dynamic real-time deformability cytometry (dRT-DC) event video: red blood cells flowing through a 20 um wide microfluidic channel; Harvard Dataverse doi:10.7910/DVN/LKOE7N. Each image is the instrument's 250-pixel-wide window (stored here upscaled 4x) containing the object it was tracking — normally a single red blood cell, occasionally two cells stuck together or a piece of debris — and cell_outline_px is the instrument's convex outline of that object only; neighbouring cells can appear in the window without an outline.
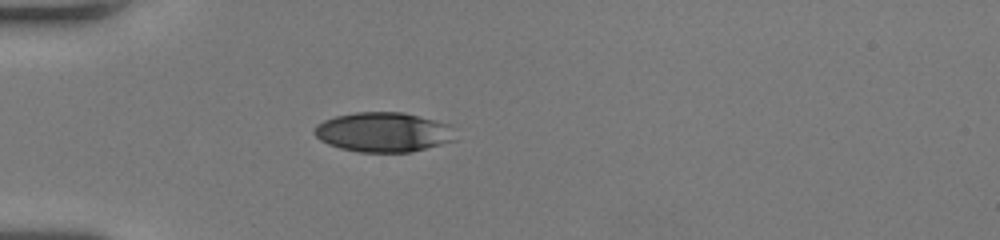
{"species": "human", "species_latin": "Homo sapiens", "temperature_condition": "room temperature", "stored_images_in_passage": 37, "camera_frame_rate_fps": 3000, "um_per_image_px": 0.085, "donor": {"sex": "female"}, "frame": {"image": 1, "passage_image": 1, "time_ms": 0.0, "image_size_px": [1000, 240], "cell_outline_px": [[456, 140], [412, 152], [360, 152], [340, 148], [328, 144], [320, 140], [312, 132], [316, 124], [324, 120], [336, 116], [356, 112], [404, 112], [452, 124]], "centroid_in_image_um": [32.61, 11.23], "position_along_channel_um": 52.4, "area_um2": 32.89}}
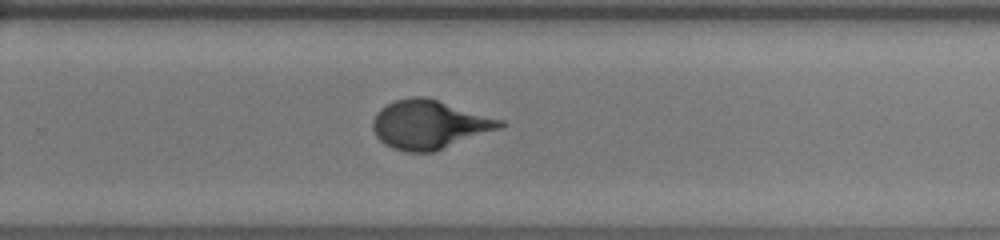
{"frame": {"image": 2, "passage_image": 20, "time_ms": 6.333, "image_size_px": [1000, 240], "cell_outline_px": [[508, 124], [500, 128], [436, 152], [408, 152], [392, 148], [384, 144], [376, 136], [372, 128], [372, 120], [376, 112], [380, 108], [396, 100], [412, 96], [424, 96], [504, 120]], "centroid_in_image_um": [36.49, 10.59], "position_along_channel_um": 293.3, "area_um2": 36.3}}
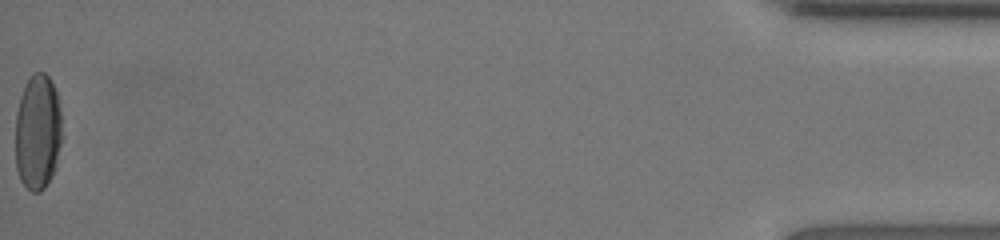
{"frame": {"image": 3, "passage_image": 37, "time_ms": 12.0, "image_size_px": [1000, 240], "cell_outline_px": [[64, 136], [56, 168], [52, 176], [44, 188], [40, 192], [32, 192], [20, 180], [16, 168], [16, 112], [20, 96], [24, 84], [28, 76], [32, 72], [44, 72], [48, 76], [60, 100]], "centroid_in_image_um": [3.25, 11.21], "position_along_channel_um": 432.0, "area_um2": 32.54}, "authors_computed_cell_mechanics": {"area_um2": 34.5066, "velocity_mm_per_s": 4.1024, "shape_relaxation_time_tau1_ms": 4.1215, "shape_relaxation_time_tau2_ms": null, "deformation_change_tau1": 0.1923, "deformation_change_tau2": null}}